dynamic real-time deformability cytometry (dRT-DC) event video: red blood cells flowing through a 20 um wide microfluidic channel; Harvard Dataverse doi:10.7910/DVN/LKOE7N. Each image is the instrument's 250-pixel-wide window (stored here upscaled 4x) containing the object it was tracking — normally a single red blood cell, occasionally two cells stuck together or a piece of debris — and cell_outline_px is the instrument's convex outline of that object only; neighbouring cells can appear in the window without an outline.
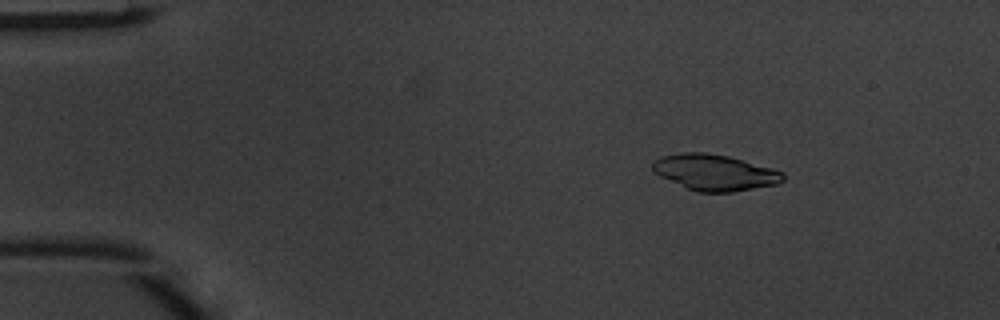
{"species": "common noctule bat (a hibernating species)", "species_latin": "Nyctalus noctula", "temperature_condition": "warm", "stored_images_in_passage": 45, "camera_frame_rate_fps": 3000, "um_per_image_px": 0.085, "animal": {"sex": "male", "body_mass_g": 20.1, "forearm_length_mm": 53.5}, "frame": {"image": 1, "passage_image": 4, "time_ms": 1.0, "image_size_px": [1000, 320], "cell_outline_px": [[784, 180], [776, 184], [732, 192], [696, 192], [660, 176], [652, 168], [652, 160], [664, 156], [680, 152], [704, 152], [728, 156], [772, 168], [784, 172]], "centroid_in_image_um": [60.75, 14.65], "position_along_channel_um": 24.3, "area_um2": 27.22}}